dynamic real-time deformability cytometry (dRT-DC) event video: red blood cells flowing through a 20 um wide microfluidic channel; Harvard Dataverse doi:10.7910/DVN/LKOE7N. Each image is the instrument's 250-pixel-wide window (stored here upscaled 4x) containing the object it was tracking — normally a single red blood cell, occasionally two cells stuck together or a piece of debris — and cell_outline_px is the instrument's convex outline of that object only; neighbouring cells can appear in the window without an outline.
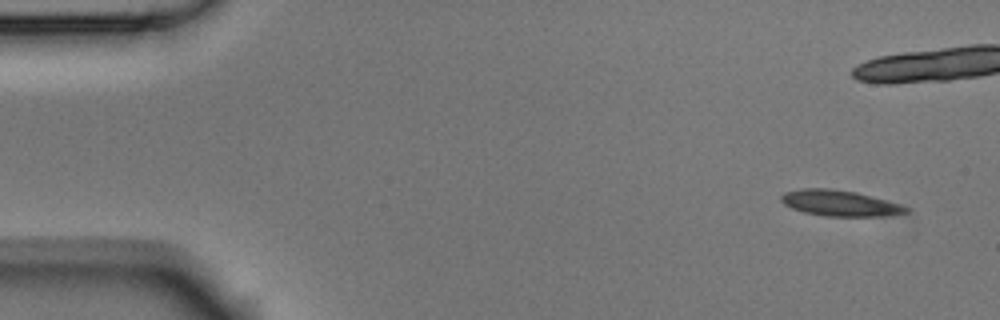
{"species": "Egyptian fruit bat (a non-hibernating species)", "species_latin": "Rousettus aegyptiacus", "temperature_condition": "room temperature", "stored_images_in_passage": 5, "camera_frame_rate_fps": 3000, "um_per_image_px": 0.085, "animal": {"sex": "male"}, "frame": {"image": 1, "passage_image": 1, "time_ms": 0.0, "image_size_px": [1000, 320], "cell_outline_px": [[908, 212], [892, 216], [824, 216], [804, 212], [792, 208], [784, 204], [780, 200], [780, 196], [784, 192], [800, 188], [832, 188], [856, 192], [900, 204], [908, 208]], "centroid_in_image_um": [71.36, 17.26], "position_along_channel_um": 13.6, "area_um2": 18.9}}
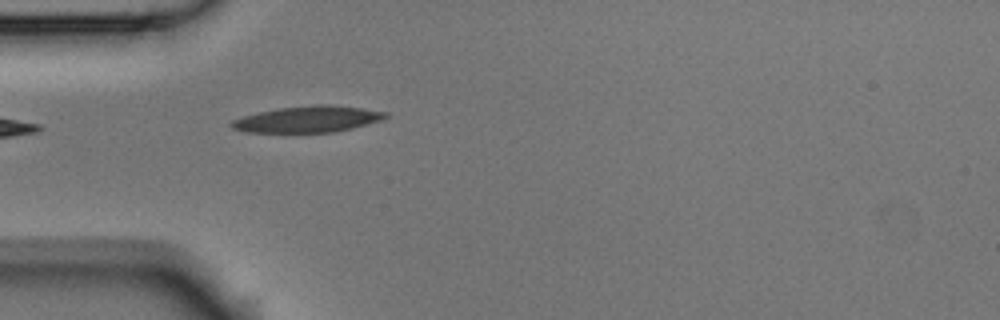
{"frame": {"image": 2, "passage_image": 5, "time_ms": 1.333, "image_size_px": [1000, 320], "cell_outline_px": [[388, 116], [380, 120], [352, 128], [332, 132], [244, 132], [232, 128], [228, 124], [232, 120], [244, 116], [260, 112], [280, 108], [320, 104], [328, 104], [360, 108], [388, 112]], "centroid_in_image_um": [26.14, 10.13], "position_along_channel_um": 58.9, "area_um2": 23.29}}